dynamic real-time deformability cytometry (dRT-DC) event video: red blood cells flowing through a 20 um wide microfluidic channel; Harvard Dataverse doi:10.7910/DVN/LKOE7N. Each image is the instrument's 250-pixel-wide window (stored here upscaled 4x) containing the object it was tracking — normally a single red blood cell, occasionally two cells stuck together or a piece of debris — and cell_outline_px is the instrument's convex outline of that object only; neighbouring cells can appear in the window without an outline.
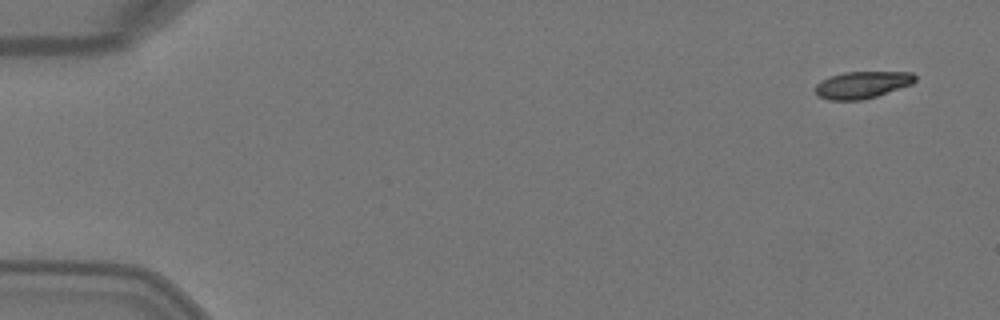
{"species": "Egyptian fruit bat (a non-hibernating species)", "species_latin": "Rousettus aegyptiacus", "temperature_condition": "warm", "stored_images_in_passage": 4, "camera_frame_rate_fps": 3000, "um_per_image_px": 0.085, "animal": {"sex": "female"}, "frame": {"image": 1, "passage_image": 1, "time_ms": 0.0, "image_size_px": [1000, 320], "cell_outline_px": [[916, 80], [912, 84], [864, 100], [828, 100], [816, 96], [816, 84], [820, 80], [844, 72], [912, 72], [916, 76]], "centroid_in_image_um": [73.27, 7.21], "position_along_channel_um": 11.7, "area_um2": 15.72}}
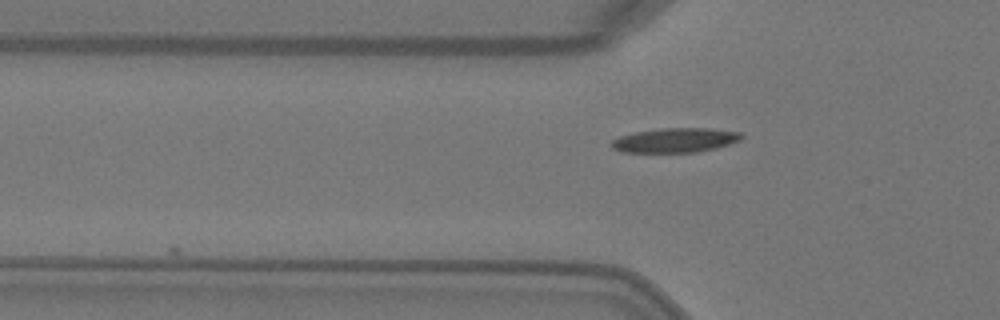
{"frame": {"image": 2, "passage_image": 4, "time_ms": 1.0, "image_size_px": [1000, 320], "cell_outline_px": [[744, 136], [740, 140], [716, 148], [696, 152], [620, 152], [612, 148], [608, 144], [612, 140], [620, 136], [636, 132], [664, 128], [712, 128], [740, 132]], "centroid_in_image_um": [57.38, 11.92], "position_along_channel_um": 68.4, "area_um2": 18.55}}